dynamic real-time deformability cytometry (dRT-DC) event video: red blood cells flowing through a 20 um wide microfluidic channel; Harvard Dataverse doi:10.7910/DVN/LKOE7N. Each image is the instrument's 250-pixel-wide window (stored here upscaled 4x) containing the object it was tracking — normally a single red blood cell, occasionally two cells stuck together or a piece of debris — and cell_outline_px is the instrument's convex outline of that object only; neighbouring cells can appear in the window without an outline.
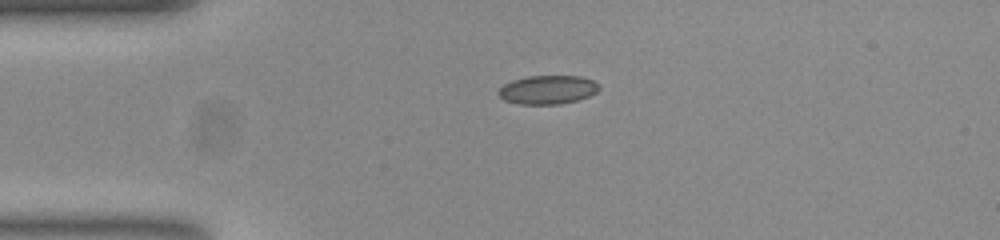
{"species": "common noctule bat (a hibernating species)", "species_latin": "Nyctalus noctula", "temperature_condition": "room temperature", "stored_images_in_passage": 42, "camera_frame_rate_fps": 3000, "um_per_image_px": 0.085, "animal": {"sex": "female", "body_mass_g": 23.0, "forearm_length_mm": 53.4}, "frame": {"image": 1, "passage_image": 1, "time_ms": 0.0, "image_size_px": [1000, 240], "cell_outline_px": [[600, 88], [596, 92], [588, 96], [576, 100], [560, 104], [520, 104], [504, 100], [496, 92], [504, 84], [512, 80], [528, 76], [580, 76], [592, 80], [600, 84]], "centroid_in_image_um": [46.55, 7.62], "position_along_channel_um": 38.5, "area_um2": 16.82}}
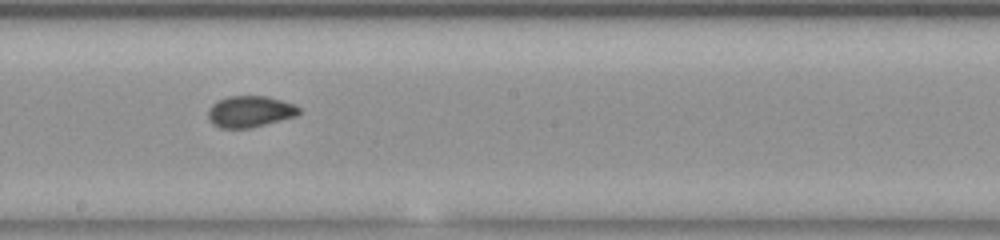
{"frame": {"image": 2, "passage_image": 18, "time_ms": 5.667, "image_size_px": [1000, 240], "cell_outline_px": [[300, 112], [296, 116], [248, 128], [220, 128], [212, 124], [208, 120], [208, 108], [216, 100], [228, 96], [268, 96], [296, 104], [300, 108]], "centroid_in_image_um": [21.22, 9.47], "position_along_channel_um": 227.0, "area_um2": 16.76}}
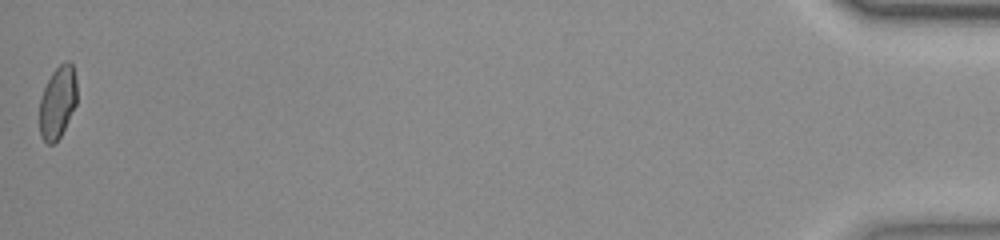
{"frame": {"image": 3, "passage_image": 42, "time_ms": 13.667, "image_size_px": [1000, 240], "cell_outline_px": [[76, 104], [60, 136], [52, 144], [48, 144], [40, 136], [40, 96], [52, 72], [64, 60], [68, 60], [72, 64], [76, 80]], "centroid_in_image_um": [4.89, 8.66], "position_along_channel_um": 430.3, "area_um2": 15.61}, "authors_computed_cell_mechanics": {"area_um2": 16.5886, "velocity_mm_per_s": 3.8277, "shape_relaxation_time_tau1_ms": null, "shape_relaxation_time_tau2_ms": 0.8742, "deformation_change_tau1": null, "deformation_change_tau2": 0.0539}}